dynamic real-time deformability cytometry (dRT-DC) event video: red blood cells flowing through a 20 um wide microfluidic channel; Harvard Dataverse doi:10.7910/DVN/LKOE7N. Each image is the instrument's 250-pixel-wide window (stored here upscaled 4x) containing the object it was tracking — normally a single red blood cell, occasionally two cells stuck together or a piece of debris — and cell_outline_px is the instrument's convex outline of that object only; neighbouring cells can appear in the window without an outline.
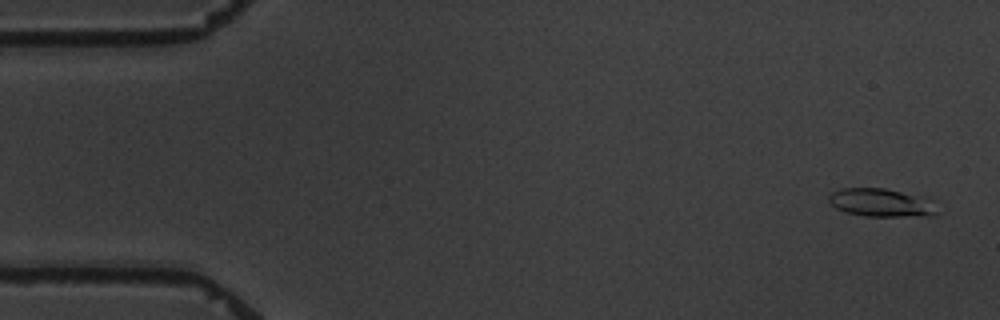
{"species": "common noctule bat (a hibernating species)", "species_latin": "Nyctalus noctula", "temperature_condition": "warm", "stored_images_in_passage": 6, "camera_frame_rate_fps": 3000, "um_per_image_px": 0.085, "animal": {"sex": "male", "body_mass_g": 19.5, "forearm_length_mm": 54.6}, "frame": {"image": 1, "passage_image": 1, "time_ms": 0.0, "image_size_px": [1000, 320], "cell_outline_px": [[936, 216], [864, 216], [848, 212], [836, 208], [828, 200], [828, 196], [832, 192], [844, 188], [884, 188], [900, 192], [912, 196], [936, 212]], "centroid_in_image_um": [74.67, 17.24], "position_along_channel_um": 10.3, "area_um2": 16.53}}
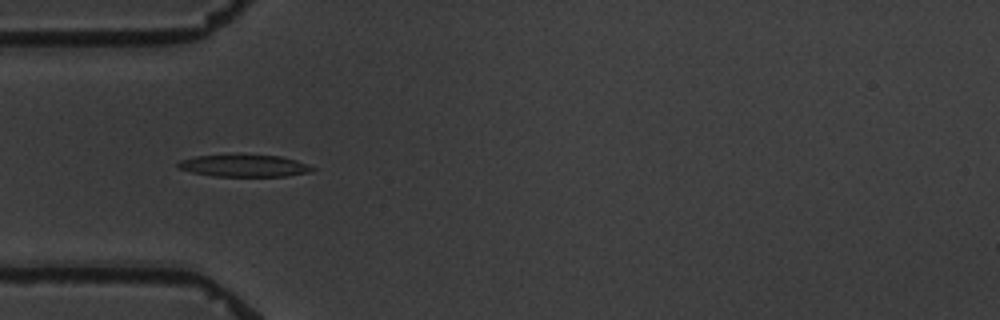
{"frame": {"image": 2, "passage_image": 5, "time_ms": 5.0, "image_size_px": [1000, 320], "cell_outline_px": [[316, 168], [312, 172], [288, 176], [212, 176], [192, 172], [176, 168], [176, 164], [180, 160], [192, 156], [280, 156], [296, 160], [308, 164]], "centroid_in_image_um": [20.76, 14.11], "position_along_channel_um": 64.2, "area_um2": 17.05}}
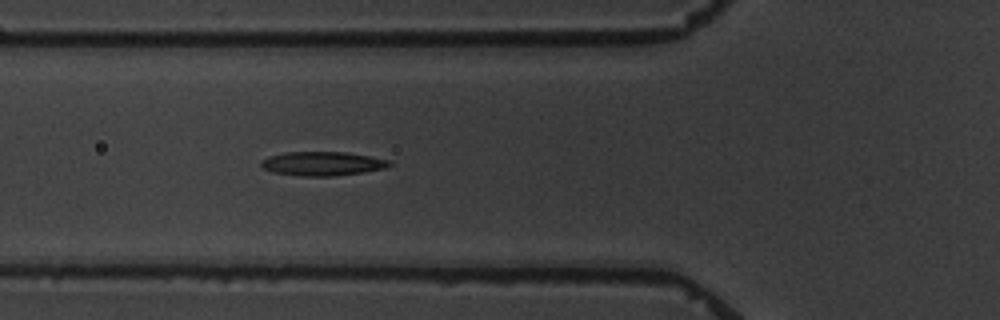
{"frame": {"image": 3, "passage_image": 6, "time_ms": 6.0, "image_size_px": [1000, 320], "cell_outline_px": [[392, 164], [384, 168], [364, 172], [332, 176], [304, 176], [272, 172], [264, 168], [260, 164], [260, 160], [268, 156], [284, 152], [344, 152], [392, 160]], "centroid_in_image_um": [27.39, 13.9], "position_along_channel_um": 98.4, "area_um2": 17.92}}